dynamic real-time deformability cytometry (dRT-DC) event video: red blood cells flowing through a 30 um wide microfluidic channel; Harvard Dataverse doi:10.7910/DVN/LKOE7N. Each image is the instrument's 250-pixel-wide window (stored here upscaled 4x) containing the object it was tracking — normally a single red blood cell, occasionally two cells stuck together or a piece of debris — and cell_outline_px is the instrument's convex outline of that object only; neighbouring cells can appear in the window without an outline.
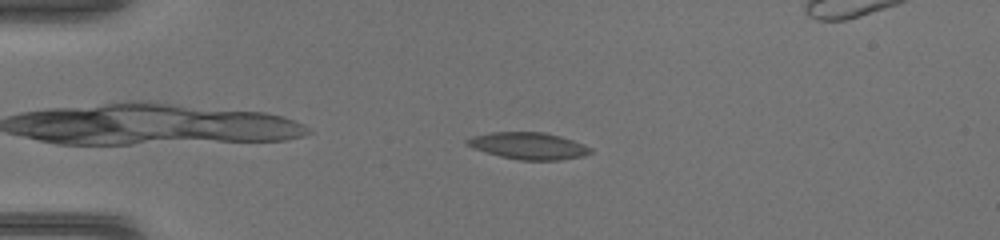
{"species": "common noctule bat (a hibernating species)", "species_latin": "Nyctalus noctula", "temperature_condition": "warm", "stored_images_in_passage": 8, "camera_frame_rate_fps": 3000, "um_per_image_px": 0.085, "animal": {"sex": "female", "body_mass_g": 17.0, "forearm_length_mm": 48.0}, "frame": {"image": 1, "passage_image": 4, "time_ms": 1.0, "image_size_px": [1000, 240], "cell_outline_px": [[592, 152], [584, 156], [560, 160], [520, 160], [500, 156], [464, 144], [464, 140], [472, 136], [492, 132], [544, 132], [560, 136], [584, 144], [592, 148]], "centroid_in_image_um": [44.94, 12.39], "position_along_channel_um": 40.1, "area_um2": 19.25}}